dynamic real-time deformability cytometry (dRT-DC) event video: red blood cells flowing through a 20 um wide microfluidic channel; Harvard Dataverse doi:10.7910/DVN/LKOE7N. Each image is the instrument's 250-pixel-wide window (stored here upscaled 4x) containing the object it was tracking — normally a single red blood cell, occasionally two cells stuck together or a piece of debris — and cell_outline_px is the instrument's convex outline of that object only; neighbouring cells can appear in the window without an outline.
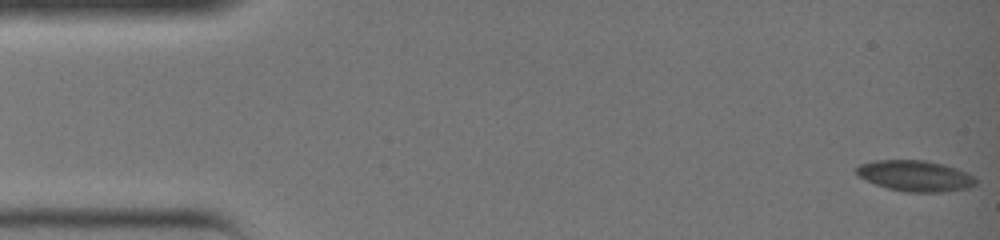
{"species": "common noctule bat (a hibernating species)", "species_latin": "Nyctalus noctula", "temperature_condition": "warm", "stored_images_in_passage": 39, "segment_of_instrument_passage": [1, 2], "camera_frame_rate_fps": 3000, "um_per_image_px": 0.085, "animal": {"sex": "female", "body_mass_g": 19.0, "forearm_length_mm": 51.5}, "frame": {"image": 1, "passage_image": 1, "time_ms": 0.0, "image_size_px": [1000, 240], "cell_outline_px": [[980, 180], [976, 184], [968, 188], [940, 192], [904, 192], [888, 188], [876, 184], [860, 176], [856, 172], [856, 168], [860, 164], [872, 160], [924, 160], [944, 164], [968, 172], [976, 176]], "centroid_in_image_um": [77.86, 14.94], "position_along_channel_um": 7.1, "area_um2": 21.62}}
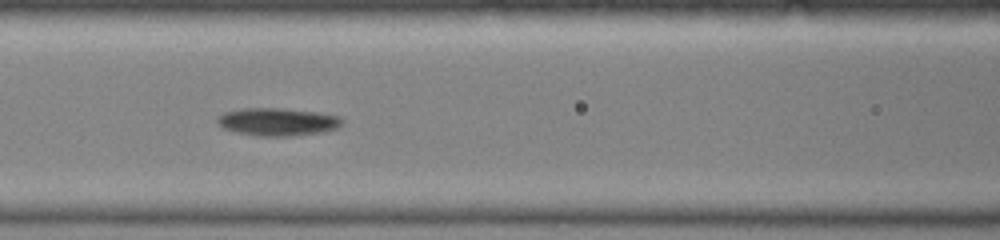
{"frame": {"image": 2, "passage_image": 17, "time_ms": 5.333, "image_size_px": [1000, 240], "cell_outline_px": [[344, 120], [336, 128], [324, 132], [292, 136], [256, 136], [224, 128], [216, 124], [216, 120], [224, 112], [244, 108], [284, 108], [320, 112], [340, 116]], "centroid_in_image_um": [23.63, 10.35], "position_along_channel_um": 143.0, "area_um2": 20.29}}
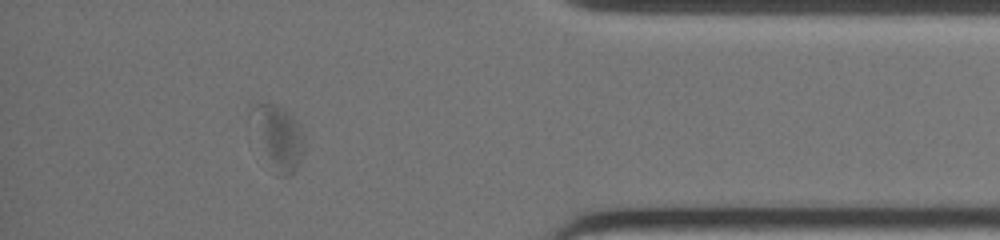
{"frame": {"image": 3, "passage_image": 34, "time_ms": 11.0, "image_size_px": [1000, 240], "cell_outline_px": [[304, 152], [296, 172], [292, 176], [276, 176], [248, 120], [248, 112], [252, 104], [256, 100], [260, 100], [276, 104], [284, 108], [300, 124], [304, 136]], "centroid_in_image_um": [23.61, 11.6], "position_along_channel_um": 411.6, "area_um2": 20.63}}